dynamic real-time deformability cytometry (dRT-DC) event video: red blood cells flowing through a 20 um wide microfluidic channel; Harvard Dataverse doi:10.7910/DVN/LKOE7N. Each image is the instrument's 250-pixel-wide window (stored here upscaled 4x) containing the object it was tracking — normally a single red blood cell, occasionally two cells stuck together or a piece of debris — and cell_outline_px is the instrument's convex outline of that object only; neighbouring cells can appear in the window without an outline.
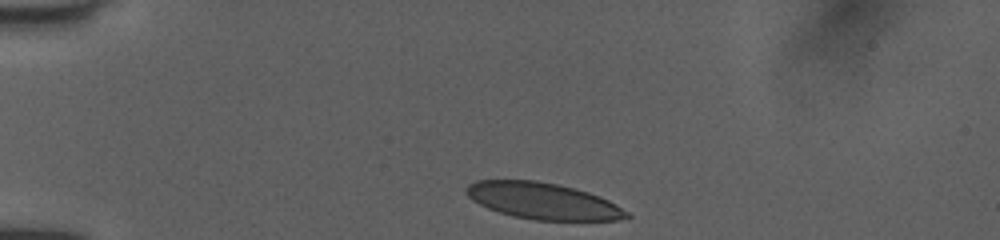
{"species": "human", "species_latin": "Homo sapiens", "temperature_condition": "room temperature", "stored_images_in_passage": 2, "camera_frame_rate_fps": 3000, "um_per_image_px": 0.085, "donor": {"sex": "female"}, "frame": {"image": 1, "passage_image": 1, "time_ms": 0.0, "image_size_px": [1000, 240], "cell_outline_px": [[632, 216], [616, 220], [536, 220], [512, 216], [488, 208], [472, 200], [464, 192], [464, 188], [468, 184], [476, 180], [536, 180], [556, 184], [588, 192], [608, 200], [616, 204], [628, 212]], "centroid_in_image_um": [46.11, 17.08], "position_along_channel_um": 38.9, "area_um2": 33.93}}